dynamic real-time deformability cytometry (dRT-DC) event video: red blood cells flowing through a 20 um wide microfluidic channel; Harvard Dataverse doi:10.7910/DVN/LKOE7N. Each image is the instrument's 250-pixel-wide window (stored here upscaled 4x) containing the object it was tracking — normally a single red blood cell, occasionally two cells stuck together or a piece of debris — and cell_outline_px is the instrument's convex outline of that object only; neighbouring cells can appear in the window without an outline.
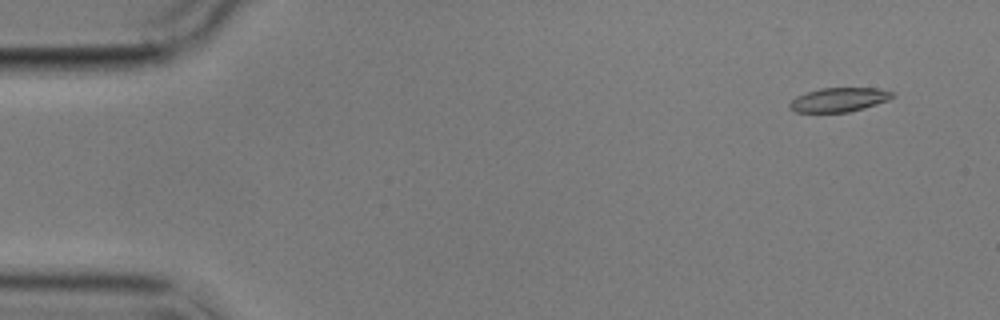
{"species": "common noctule bat (a hibernating species)", "species_latin": "Nyctalus noctula", "temperature_condition": "cold", "stored_images_in_passage": 4, "camera_frame_rate_fps": 3000, "um_per_image_px": 0.085, "animal": {"sex": "male", "body_mass_g": 17.9}, "frame": {"image": 1, "passage_image": 1, "time_ms": 0.0, "image_size_px": [1000, 320], "cell_outline_px": [[896, 96], [888, 100], [864, 108], [848, 112], [796, 112], [788, 108], [788, 104], [796, 96], [820, 88], [876, 88], [892, 92]], "centroid_in_image_um": [71.3, 8.48], "position_along_channel_um": 13.7, "area_um2": 14.39}}